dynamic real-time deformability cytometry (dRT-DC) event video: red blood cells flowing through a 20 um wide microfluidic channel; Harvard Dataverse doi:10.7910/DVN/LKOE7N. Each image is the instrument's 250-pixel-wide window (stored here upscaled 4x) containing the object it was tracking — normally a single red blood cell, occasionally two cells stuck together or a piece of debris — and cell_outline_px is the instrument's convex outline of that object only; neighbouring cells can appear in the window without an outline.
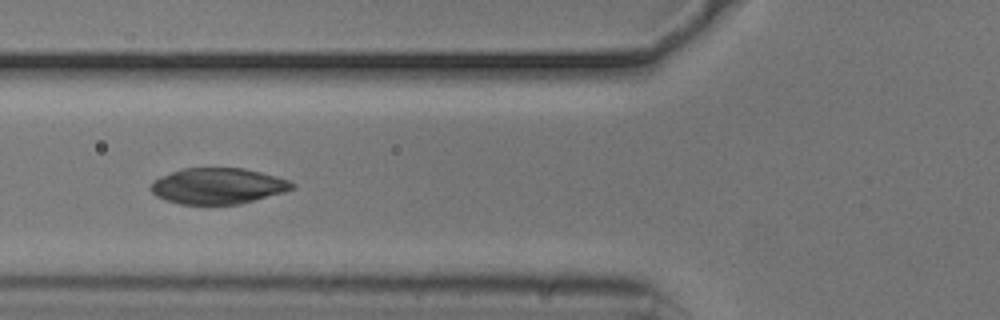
{"species": "common noctule bat (a hibernating species)", "species_latin": "Nyctalus noctula", "temperature_condition": "cold", "stored_images_in_passage": 45, "camera_frame_rate_fps": 3000, "um_per_image_px": 0.085, "animal": {"sex": "male", "body_mass_g": 20.5, "forearm_length_mm": 52.5}, "frame": {"image": 1, "passage_image": 14, "time_ms": 4.333, "image_size_px": [1000, 320], "cell_outline_px": [[296, 188], [284, 192], [240, 204], [180, 204], [164, 200], [156, 196], [148, 188], [152, 180], [160, 176], [184, 168], [244, 168], [276, 176], [288, 180], [296, 184]], "centroid_in_image_um": [18.5, 15.81], "position_along_channel_um": 107.3, "area_um2": 29.77}}
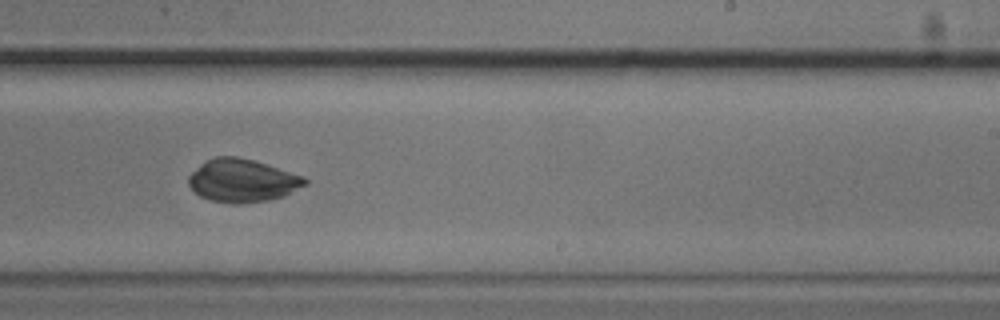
{"frame": {"image": 2, "passage_image": 27, "time_ms": 8.667, "image_size_px": [1000, 320], "cell_outline_px": [[308, 184], [284, 196], [268, 200], [240, 204], [236, 204], [212, 200], [200, 196], [188, 184], [188, 176], [204, 160], [216, 156], [236, 156], [252, 160], [304, 176], [308, 180]], "centroid_in_image_um": [20.6, 15.35], "position_along_channel_um": 268.4, "area_um2": 29.07}}
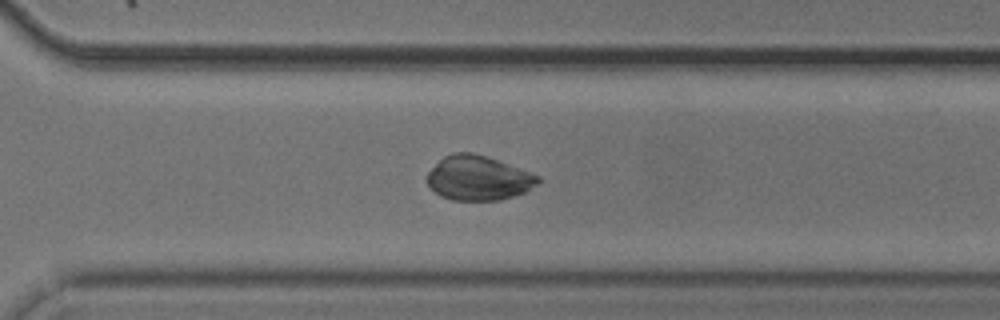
{"frame": {"image": 3, "passage_image": 32, "time_ms": 10.333, "image_size_px": [1000, 320], "cell_outline_px": [[540, 180], [536, 184], [524, 192], [516, 196], [500, 200], [452, 200], [440, 196], [428, 188], [424, 180], [428, 172], [444, 156], [452, 152], [472, 152], [488, 156], [540, 176]], "centroid_in_image_um": [40.6, 15.13], "position_along_channel_um": 330.0, "area_um2": 29.07}, "authors_computed_cell_mechanics": {"area_um2": 29.3624, "velocity_mm_per_s": 3.7201, "shape_relaxation_time_tau1_ms": 6.4955, "shape_relaxation_time_tau2_ms": null, "deformation_change_tau1": 0.1827, "deformation_change_tau2": null}}